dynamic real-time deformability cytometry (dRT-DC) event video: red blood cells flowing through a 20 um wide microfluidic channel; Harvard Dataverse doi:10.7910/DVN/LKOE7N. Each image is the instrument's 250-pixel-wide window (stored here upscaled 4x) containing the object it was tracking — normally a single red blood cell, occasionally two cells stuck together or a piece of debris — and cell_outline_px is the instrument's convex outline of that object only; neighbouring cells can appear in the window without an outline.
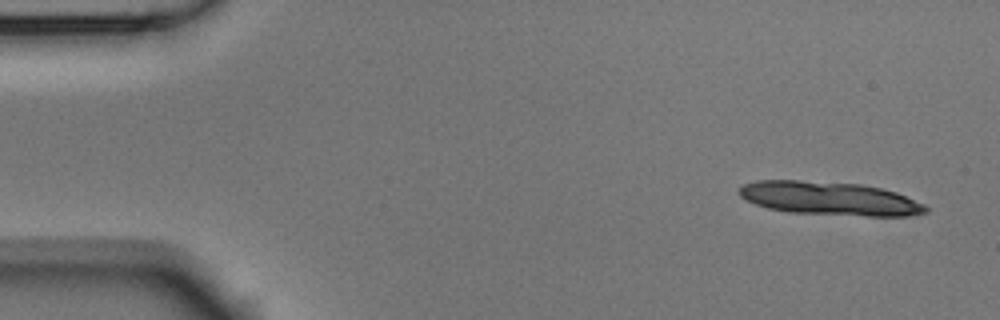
{"species": "Egyptian fruit bat (a non-hibernating species)", "species_latin": "Rousettus aegyptiacus", "temperature_condition": "room temperature", "stored_images_in_passage": 4, "camera_frame_rate_fps": 3000, "um_per_image_px": 0.085, "animal": {"sex": "male"}, "frame": {"image": 1, "passage_image": 1, "time_ms": 0.0, "image_size_px": [1000, 320], "cell_outline_px": [[928, 212], [908, 216], [868, 216], [788, 212], [768, 208], [756, 204], [740, 196], [740, 188], [744, 184], [756, 180], [800, 180], [860, 184], [880, 188], [896, 192], [924, 204], [928, 208]], "centroid_in_image_um": [70.53, 16.87], "position_along_channel_um": 14.5, "area_um2": 36.24}}